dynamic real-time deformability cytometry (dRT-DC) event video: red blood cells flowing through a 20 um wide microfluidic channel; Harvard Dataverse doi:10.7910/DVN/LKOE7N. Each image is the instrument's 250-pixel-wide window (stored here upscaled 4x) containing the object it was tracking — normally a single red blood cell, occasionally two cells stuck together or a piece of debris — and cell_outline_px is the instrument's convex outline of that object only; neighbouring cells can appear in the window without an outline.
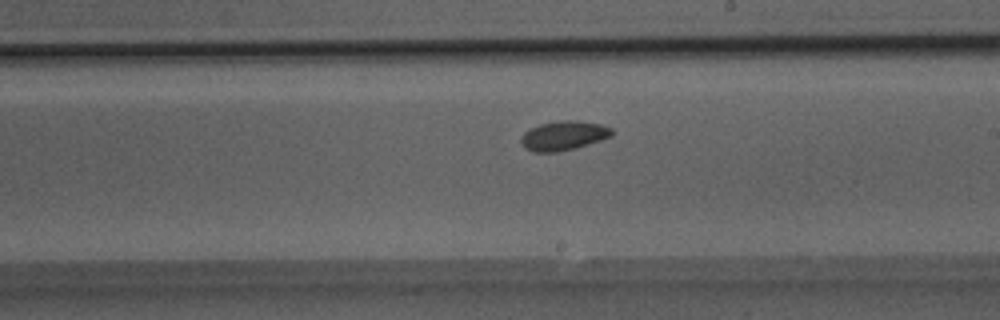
{"species": "Egyptian fruit bat (a non-hibernating species)", "species_latin": "Rousettus aegyptiacus", "temperature_condition": "room temperature", "stored_images_in_passage": 26, "camera_frame_rate_fps": 3000, "um_per_image_px": 0.085, "animal": {"sex": "male"}, "frame": {"image": 1, "passage_image": 12, "time_ms": 3.667, "image_size_px": [1000, 320], "cell_outline_px": [[616, 132], [612, 136], [576, 148], [556, 152], [532, 152], [524, 148], [520, 140], [524, 132], [540, 124], [560, 120], [580, 120], [604, 124], [612, 128]], "centroid_in_image_um": [47.95, 11.52], "position_along_channel_um": 241.0, "area_um2": 15.78}}